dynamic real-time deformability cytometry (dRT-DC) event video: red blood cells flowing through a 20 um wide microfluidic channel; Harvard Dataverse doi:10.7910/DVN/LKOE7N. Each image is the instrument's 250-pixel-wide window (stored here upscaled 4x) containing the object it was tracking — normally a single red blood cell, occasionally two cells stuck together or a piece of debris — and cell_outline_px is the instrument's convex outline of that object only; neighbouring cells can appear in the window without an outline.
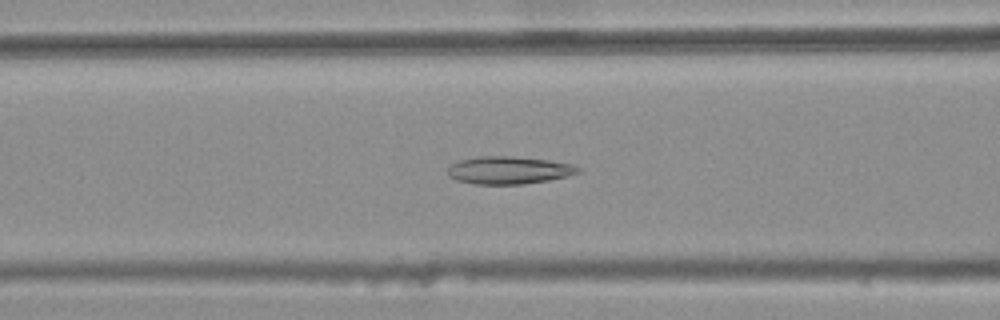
{"species": "common noctule bat (a hibernating species)", "species_latin": "Nyctalus noctula", "temperature_condition": "warm", "stored_images_in_passage": 45, "camera_frame_rate_fps": 3000, "um_per_image_px": 0.085, "animal": {"sex": "female", "body_mass_g": 25.1}, "frame": {"image": 1, "passage_image": 21, "time_ms": 6.667, "image_size_px": [1000, 320], "cell_outline_px": [[580, 172], [568, 176], [548, 180], [524, 184], [472, 184], [456, 180], [448, 176], [448, 168], [452, 164], [460, 160], [476, 156], [512, 156], [548, 160], [572, 164], [580, 168]], "centroid_in_image_um": [43.23, 14.47], "position_along_channel_um": 123.4, "area_um2": 21.04}}
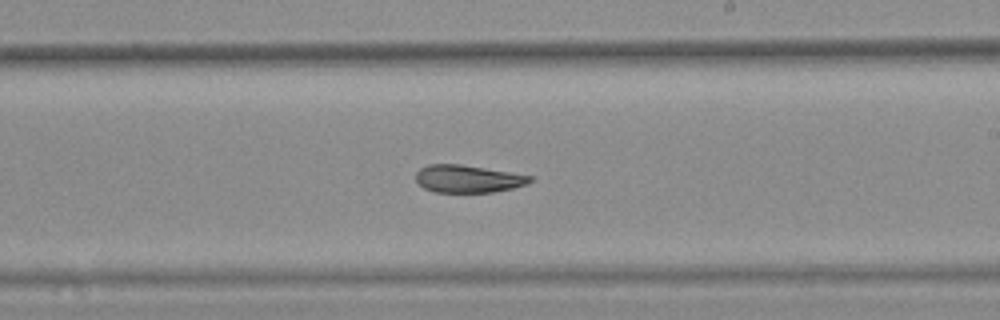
{"frame": {"image": 2, "passage_image": 31, "time_ms": 10.0, "image_size_px": [1000, 320], "cell_outline_px": [[532, 180], [528, 184], [512, 188], [492, 192], [432, 192], [424, 188], [416, 180], [416, 172], [420, 168], [428, 164], [460, 164], [532, 176]], "centroid_in_image_um": [39.74, 15.2], "position_along_channel_um": 249.3, "area_um2": 18.21}}
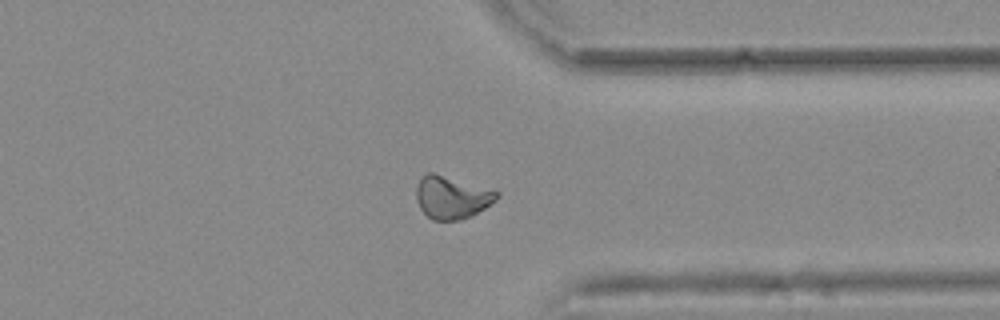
{"frame": {"image": 3, "passage_image": 41, "time_ms": 13.333, "image_size_px": [1000, 320], "cell_outline_px": [[500, 196], [496, 200], [472, 216], [460, 220], [432, 220], [420, 208], [416, 200], [416, 184], [428, 172], [432, 172], [500, 192]], "centroid_in_image_um": [38.39, 16.79], "position_along_channel_um": 373.0, "area_um2": 19.83}, "authors_computed_cell_mechanics": {"area_um2": 19.9988, "velocity_mm_per_s": 3.784, "shape_relaxation_time_tau1_ms": null, "shape_relaxation_time_tau2_ms": 3.7747, "deformation_change_tau1": null, "deformation_change_tau2": 0.0884}}